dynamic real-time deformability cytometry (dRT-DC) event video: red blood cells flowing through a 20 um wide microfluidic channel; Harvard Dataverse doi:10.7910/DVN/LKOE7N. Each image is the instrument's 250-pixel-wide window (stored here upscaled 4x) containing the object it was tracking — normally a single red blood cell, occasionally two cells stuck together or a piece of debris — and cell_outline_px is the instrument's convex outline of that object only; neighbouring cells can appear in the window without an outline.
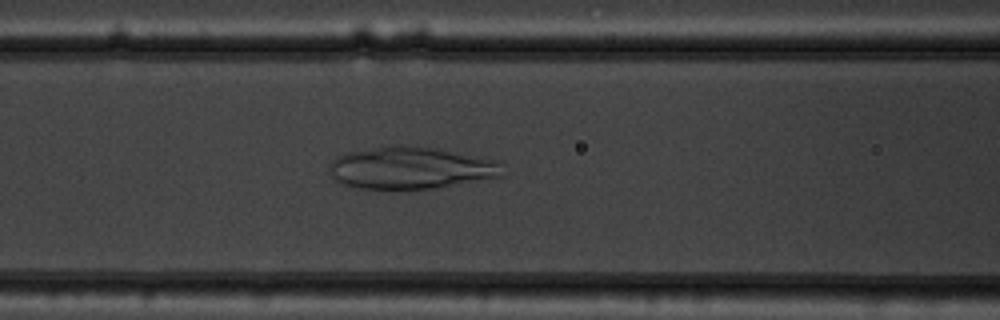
{"species": "common noctule bat (a hibernating species)", "species_latin": "Nyctalus noctula", "temperature_condition": "warm", "stored_images_in_passage": 41, "camera_frame_rate_fps": 3000, "um_per_image_px": 0.085, "animal": {"sex": "male", "body_mass_g": 19.5, "forearm_length_mm": 54.6}, "frame": {"image": 1, "passage_image": 19, "time_ms": 6.0, "image_size_px": [1000, 320], "cell_outline_px": [[508, 176], [432, 188], [360, 188], [340, 184], [332, 176], [328, 164], [336, 156], [348, 152], [388, 144], [432, 148], [492, 160]], "centroid_in_image_um": [34.84, 14.27], "position_along_channel_um": 131.8, "area_um2": 41.96}}
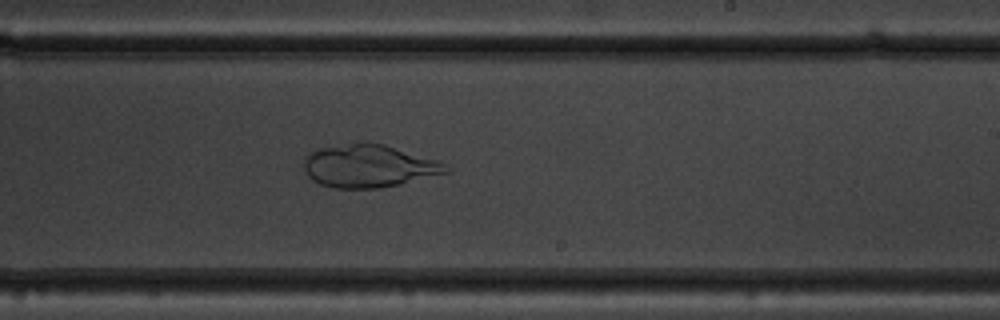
{"frame": {"image": 2, "passage_image": 29, "time_ms": 9.333, "image_size_px": [1000, 320], "cell_outline_px": [[452, 172], [400, 184], [376, 188], [332, 188], [320, 184], [312, 180], [308, 176], [304, 168], [304, 156], [308, 152], [320, 148], [356, 140], [384, 144], [440, 160]], "centroid_in_image_um": [31.34, 14.08], "position_along_channel_um": 257.7, "area_um2": 36.13}}
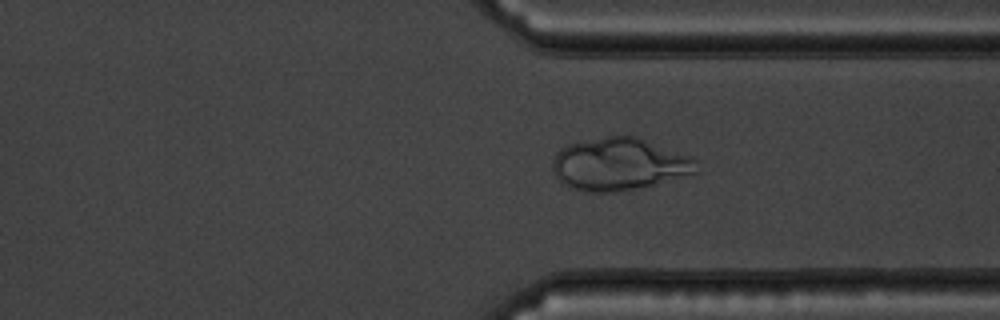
{"frame": {"image": 3, "passage_image": 37, "time_ms": 12.0, "image_size_px": [1000, 320], "cell_outline_px": [[700, 172], [636, 188], [616, 192], [584, 192], [572, 188], [564, 184], [556, 176], [552, 168], [552, 160], [556, 152], [560, 148], [568, 144], [608, 136], [636, 136], [688, 156], [696, 160]], "centroid_in_image_um": [52.6, 13.96], "position_along_channel_um": 358.8, "area_um2": 43.64}}